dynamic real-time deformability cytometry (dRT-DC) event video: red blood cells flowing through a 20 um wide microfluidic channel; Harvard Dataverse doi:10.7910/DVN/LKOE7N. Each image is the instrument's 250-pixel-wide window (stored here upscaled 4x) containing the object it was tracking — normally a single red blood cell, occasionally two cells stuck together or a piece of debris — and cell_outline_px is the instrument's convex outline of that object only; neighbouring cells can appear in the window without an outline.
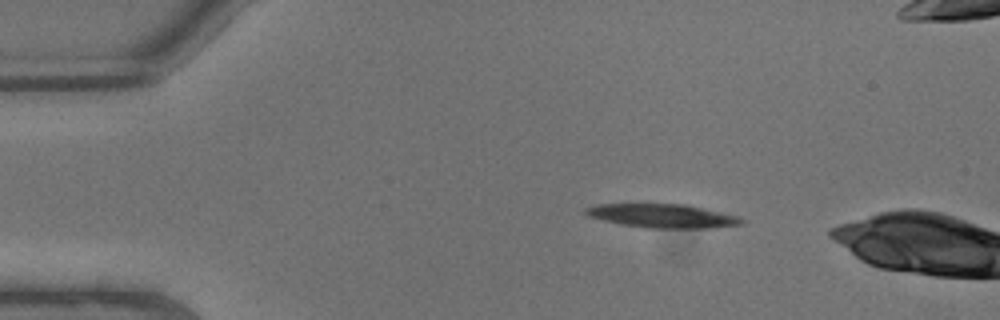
{"species": "common noctule bat (a hibernating species)", "species_latin": "Nyctalus noctula", "temperature_condition": "warm", "stored_images_in_passage": 9, "camera_frame_rate_fps": 3000, "um_per_image_px": 0.085, "animal": {"sex": "male", "body_mass_g": 13.3}, "frame": {"image": 1, "passage_image": 4, "time_ms": 1.0, "image_size_px": [1000, 320], "cell_outline_px": [[744, 224], [712, 228], [648, 228], [620, 224], [588, 216], [584, 212], [584, 208], [596, 204], [684, 204], [704, 208], [740, 216], [744, 220]], "centroid_in_image_um": [56.34, 18.35], "position_along_channel_um": 28.7, "area_um2": 21.68}}
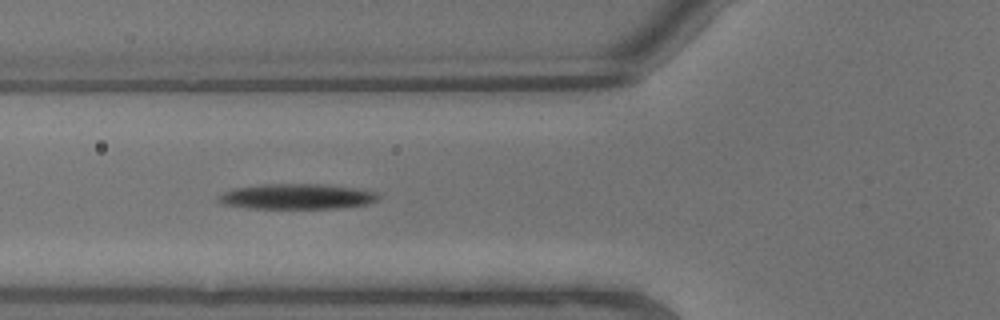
{"frame": {"image": 2, "passage_image": 8, "time_ms": 2.333, "image_size_px": [1000, 320], "cell_outline_px": [[380, 200], [368, 204], [340, 208], [252, 208], [224, 204], [216, 200], [216, 196], [220, 192], [232, 188], [260, 184], [328, 184], [360, 188], [380, 192]], "centroid_in_image_um": [25.28, 16.69], "position_along_channel_um": 100.5, "area_um2": 24.22}}
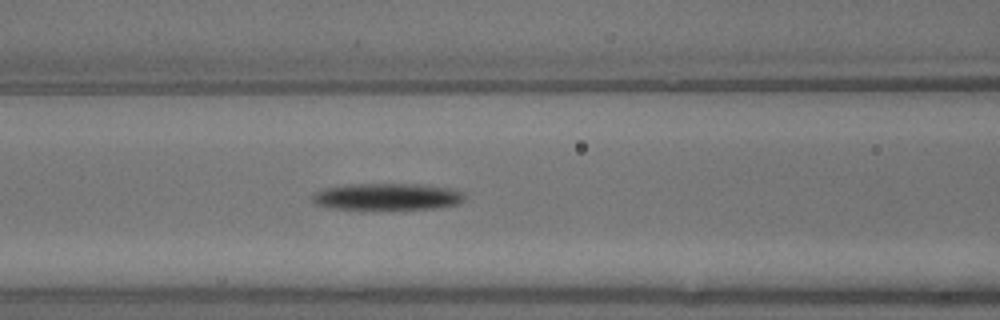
{"frame": {"image": 3, "passage_image": 9, "time_ms": 2.667, "image_size_px": [1000, 320], "cell_outline_px": [[468, 196], [464, 200], [456, 204], [436, 208], [332, 208], [312, 204], [312, 196], [320, 188], [344, 184], [420, 184], [456, 188], [464, 192]], "centroid_in_image_um": [32.93, 16.68], "position_along_channel_um": 133.7, "area_um2": 23.87}}